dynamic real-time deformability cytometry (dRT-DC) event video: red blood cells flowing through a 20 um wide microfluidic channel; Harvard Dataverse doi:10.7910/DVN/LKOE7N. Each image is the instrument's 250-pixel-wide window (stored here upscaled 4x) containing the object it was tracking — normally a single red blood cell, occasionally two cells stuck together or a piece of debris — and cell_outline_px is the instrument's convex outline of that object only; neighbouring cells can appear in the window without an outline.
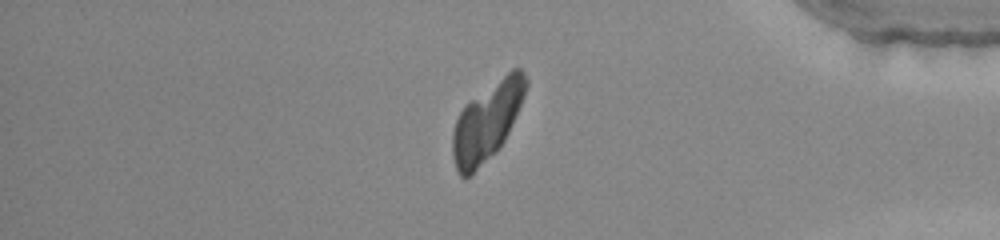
{"species": "common noctule bat (a hibernating species)", "species_latin": "Nyctalus noctula", "temperature_condition": "warm", "stored_images_in_passage": 51, "camera_frame_rate_fps": 3000, "um_per_image_px": 0.085, "animal": {"sex": "female", "body_mass_g": 22.0, "forearm_length_mm": 56.7}, "frame": {"image": 1, "passage_image": 43, "time_ms": 14.0, "image_size_px": [1000, 240], "cell_outline_px": [[528, 84], [520, 104], [508, 132], [504, 140], [496, 152], [472, 176], [460, 176], [456, 172], [452, 156], [452, 132], [456, 120], [464, 104], [512, 68], [520, 68], [524, 72], [528, 80]], "centroid_in_image_um": [41.36, 10.35], "position_along_channel_um": 393.8, "area_um2": 33.41}}
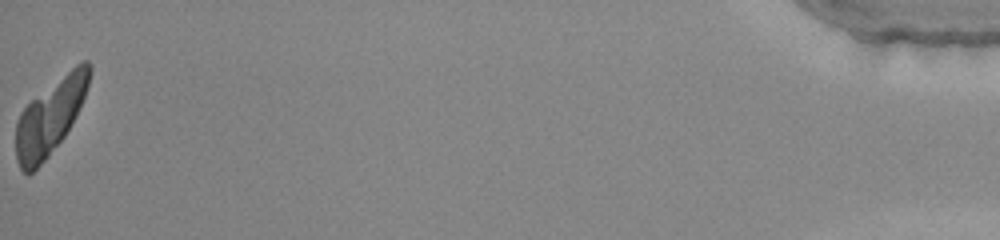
{"frame": {"image": 2, "passage_image": 51, "time_ms": 16.667, "image_size_px": [1000, 240], "cell_outline_px": [[92, 72], [84, 96], [64, 136], [48, 156], [32, 172], [24, 172], [20, 168], [16, 160], [16, 120], [20, 112], [32, 100], [80, 60], [88, 60], [92, 68]], "centroid_in_image_um": [4.25, 9.89], "position_along_channel_um": 430.9, "area_um2": 31.44}}